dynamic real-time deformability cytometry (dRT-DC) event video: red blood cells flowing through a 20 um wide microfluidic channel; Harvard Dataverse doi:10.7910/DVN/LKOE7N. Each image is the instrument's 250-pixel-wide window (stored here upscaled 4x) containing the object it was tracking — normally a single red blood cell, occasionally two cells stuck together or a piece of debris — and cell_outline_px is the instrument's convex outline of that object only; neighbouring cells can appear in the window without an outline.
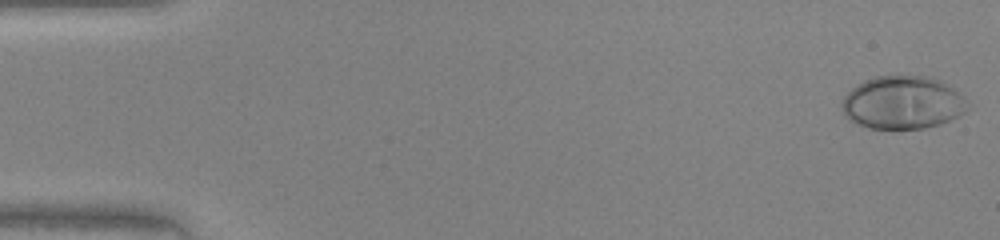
{"species": "human", "species_latin": "Homo sapiens", "temperature_condition": "warm", "stored_images_in_passage": 47, "camera_frame_rate_fps": 3000, "um_per_image_px": 0.085, "donor": {"sex": "female"}, "frame": {"image": 1, "passage_image": 1, "time_ms": 0.0, "image_size_px": [1000, 240], "cell_outline_px": [[968, 108], [964, 112], [940, 124], [924, 128], [868, 128], [856, 124], [848, 120], [844, 116], [840, 108], [840, 104], [844, 96], [852, 88], [864, 80], [876, 76], [896, 72], [928, 76], [940, 80], [964, 96], [968, 100]], "centroid_in_image_um": [76.68, 8.67], "position_along_channel_um": 8.3, "area_um2": 39.71}}
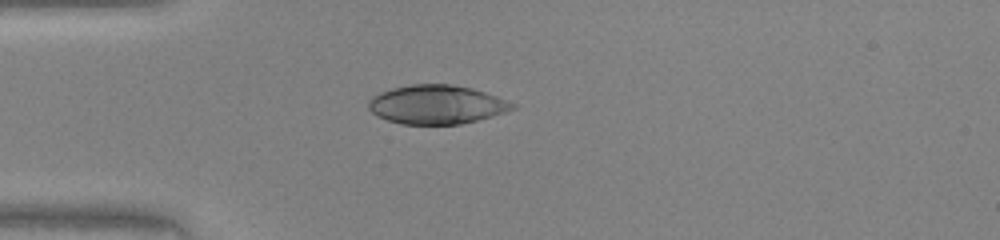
{"frame": {"image": 2, "passage_image": 13, "time_ms": 4.0, "image_size_px": [1000, 240], "cell_outline_px": [[516, 108], [492, 116], [460, 124], [400, 124], [388, 120], [372, 112], [368, 108], [368, 100], [372, 96], [380, 92], [392, 88], [412, 84], [452, 84], [472, 88], [496, 96], [516, 104]], "centroid_in_image_um": [37.1, 8.88], "position_along_channel_um": 47.9, "area_um2": 32.48}}
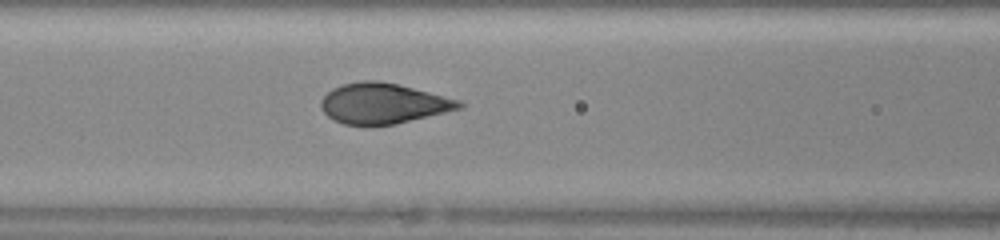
{"frame": {"image": 3, "passage_image": 20, "time_ms": 6.333, "image_size_px": [1000, 240], "cell_outline_px": [[464, 108], [396, 124], [344, 124], [332, 120], [320, 108], [320, 100], [332, 88], [344, 84], [360, 80], [376, 80], [396, 84], [460, 100], [464, 104]], "centroid_in_image_um": [32.56, 8.79], "position_along_channel_um": 134.0, "area_um2": 32.37}}